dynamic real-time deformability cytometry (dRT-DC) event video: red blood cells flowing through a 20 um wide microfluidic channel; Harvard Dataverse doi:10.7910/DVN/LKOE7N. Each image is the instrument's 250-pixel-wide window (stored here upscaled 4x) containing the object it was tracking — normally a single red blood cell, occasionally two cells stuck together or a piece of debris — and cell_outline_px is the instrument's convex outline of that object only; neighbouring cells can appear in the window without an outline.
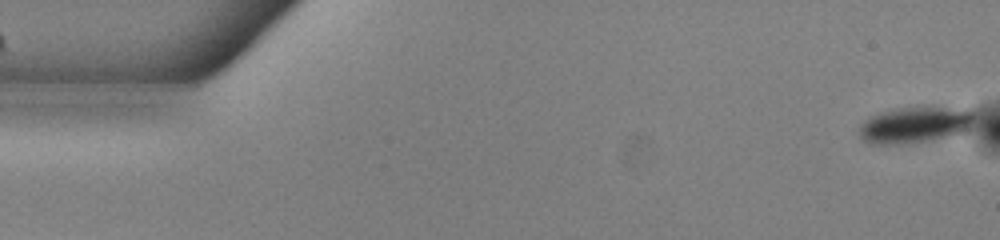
{"species": "common noctule bat (a hibernating species)", "species_latin": "Nyctalus noctula", "temperature_condition": "warm", "stored_images_in_passage": 53, "camera_frame_rate_fps": 3000, "um_per_image_px": 0.085, "animal": {"sex": "male", "body_mass_g": 13.0, "forearm_length_mm": 53.1}, "frame": {"image": 1, "passage_image": 1, "time_ms": 0.0, "image_size_px": [1000, 240], "cell_outline_px": [[972, 124], [968, 128], [960, 132], [928, 140], [904, 144], [868, 144], [860, 136], [860, 128], [864, 120], [868, 116], [880, 112], [896, 108], [964, 108], [972, 112]], "centroid_in_image_um": [77.68, 10.62], "position_along_channel_um": 7.3, "area_um2": 23.76}}
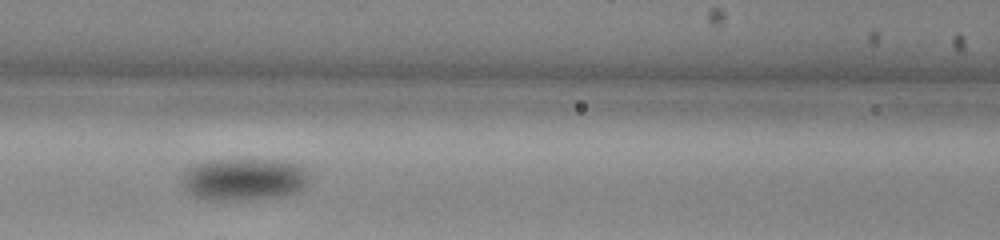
{"frame": {"image": 2, "passage_image": 23, "time_ms": 7.333, "image_size_px": [1000, 240], "cell_outline_px": [[308, 168], [304, 188], [288, 196], [236, 200], [208, 200], [192, 196], [184, 188], [184, 172], [188, 168], [204, 160], [284, 160]], "centroid_in_image_um": [20.74, 15.24], "position_along_channel_um": 145.9, "area_um2": 31.39}}
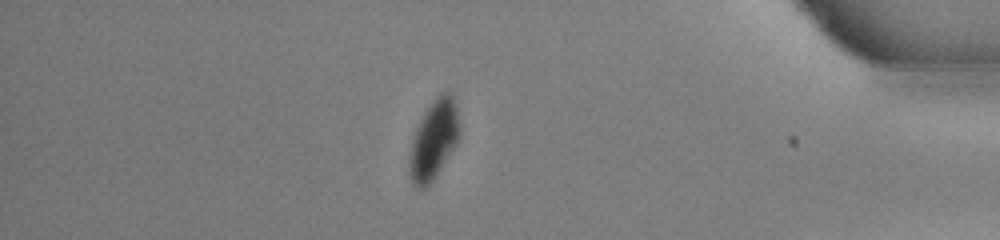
{"frame": {"image": 3, "passage_image": 46, "time_ms": 15.0, "image_size_px": [1000, 240], "cell_outline_px": [[460, 136], [456, 144], [436, 176], [424, 188], [416, 188], [408, 172], [408, 156], [412, 140], [416, 128], [424, 112], [432, 100], [440, 92], [452, 92], [456, 100], [460, 124]], "centroid_in_image_um": [36.88, 11.83], "position_along_channel_um": 398.3, "area_um2": 23.47}, "authors_computed_cell_mechanics": {"area_um2": 27.1082, "velocity_mm_per_s": 3.8233, "shape_relaxation_time_tau1_ms": 2.0869, "shape_relaxation_time_tau2_ms": null, "deformation_change_tau1": 0.0447, "deformation_change_tau2": null}}